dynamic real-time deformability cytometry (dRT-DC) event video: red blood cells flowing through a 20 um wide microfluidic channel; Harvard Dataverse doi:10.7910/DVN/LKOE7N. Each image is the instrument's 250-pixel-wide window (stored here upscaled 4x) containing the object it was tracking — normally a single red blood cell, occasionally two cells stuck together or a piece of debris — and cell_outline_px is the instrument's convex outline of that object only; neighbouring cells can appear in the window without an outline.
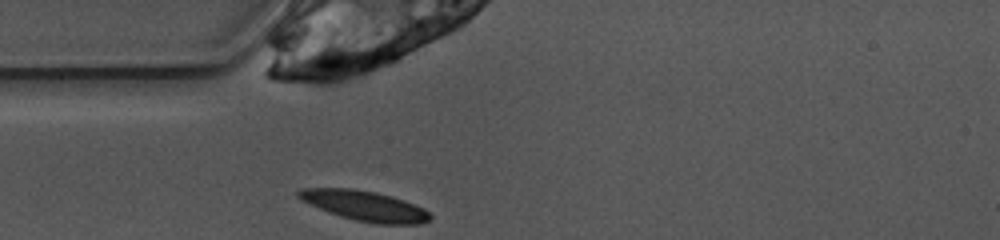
{"species": "common noctule bat (a hibernating species)", "species_latin": "Nyctalus noctula", "temperature_condition": "warm", "stored_images_in_passage": 28, "camera_frame_rate_fps": 3000, "um_per_image_px": 0.085, "animal": {"sex": "female", "body_mass_g": 10.0, "forearm_length_mm": 53.1}, "frame": {"image": 1, "passage_image": 1, "time_ms": 0.0, "image_size_px": [1000, 240], "cell_outline_px": [[432, 216], [428, 220], [420, 224], [376, 224], [356, 220], [320, 208], [300, 200], [296, 196], [296, 192], [300, 188], [352, 188], [376, 192], [392, 196], [404, 200], [424, 208]], "centroid_in_image_um": [31.01, 17.48], "position_along_channel_um": 54.0, "area_um2": 22.89}}
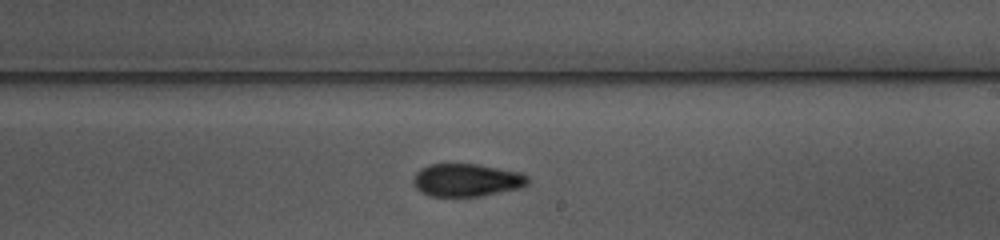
{"frame": {"image": 2, "passage_image": 16, "time_ms": 5.0, "image_size_px": [1000, 240], "cell_outline_px": [[528, 184], [520, 188], [484, 196], [428, 196], [420, 192], [412, 184], [412, 180], [416, 172], [420, 168], [428, 164], [476, 164], [520, 172], [528, 176]], "centroid_in_image_um": [39.63, 15.31], "position_along_channel_um": 249.4, "area_um2": 22.14}}
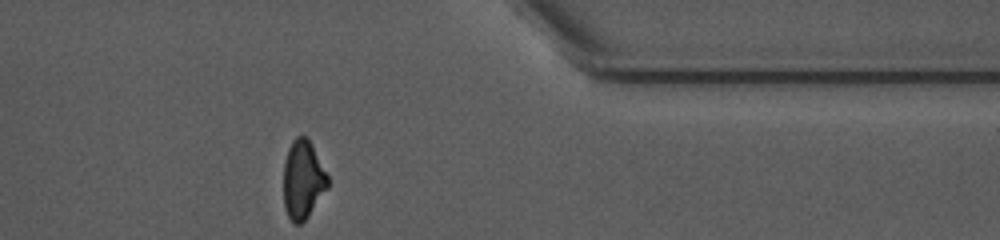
{"frame": {"image": 3, "passage_image": 28, "time_ms": 9.0, "image_size_px": [1000, 240], "cell_outline_px": [[328, 188], [308, 216], [300, 224], [292, 224], [284, 208], [284, 160], [288, 148], [292, 140], [296, 136], [308, 136], [328, 176]], "centroid_in_image_um": [25.74, 15.26], "position_along_channel_um": 385.7, "area_um2": 20.4}, "authors_computed_cell_mechanics": {"area_um2": 22.1952, "velocity_mm_per_s": 3.9151, "shape_relaxation_time_tau1_ms": 4.7456, "shape_relaxation_time_tau2_ms": 3.659, "deformation_change_tau1": 0.1528, "deformation_change_tau2": 0.1089}}